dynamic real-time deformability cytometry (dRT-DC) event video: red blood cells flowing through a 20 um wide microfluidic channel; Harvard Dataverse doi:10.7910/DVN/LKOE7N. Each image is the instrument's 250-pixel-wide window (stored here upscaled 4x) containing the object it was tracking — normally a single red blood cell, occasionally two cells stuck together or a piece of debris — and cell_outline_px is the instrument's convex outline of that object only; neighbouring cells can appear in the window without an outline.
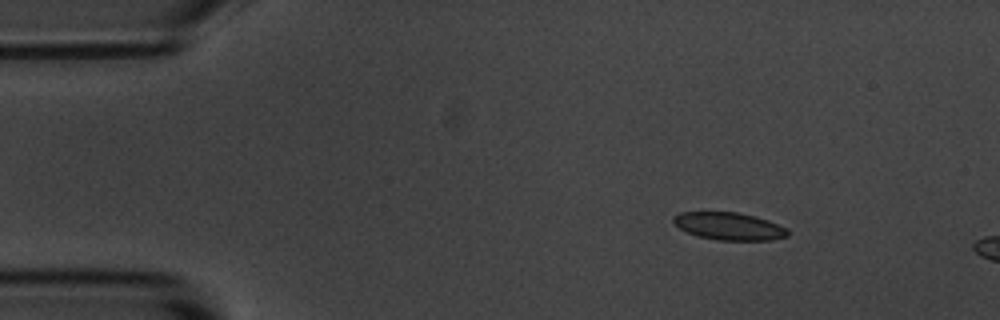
{"species": "common noctule bat (a hibernating species)", "species_latin": "Nyctalus noctula", "temperature_condition": "room temperature", "stored_images_in_passage": 3, "camera_frame_rate_fps": 3000, "um_per_image_px": 0.085, "animal": {"sex": "male", "body_mass_g": 20.1, "forearm_length_mm": 53.5}, "frame": {"image": 1, "passage_image": 1, "time_ms": 0.0, "image_size_px": [1000, 320], "cell_outline_px": [[788, 236], [772, 240], [716, 240], [700, 236], [688, 232], [680, 228], [672, 220], [672, 216], [680, 212], [736, 212], [756, 216], [768, 220], [788, 228]], "centroid_in_image_um": [62.0, 19.22], "position_along_channel_um": 23.0, "area_um2": 18.32}}